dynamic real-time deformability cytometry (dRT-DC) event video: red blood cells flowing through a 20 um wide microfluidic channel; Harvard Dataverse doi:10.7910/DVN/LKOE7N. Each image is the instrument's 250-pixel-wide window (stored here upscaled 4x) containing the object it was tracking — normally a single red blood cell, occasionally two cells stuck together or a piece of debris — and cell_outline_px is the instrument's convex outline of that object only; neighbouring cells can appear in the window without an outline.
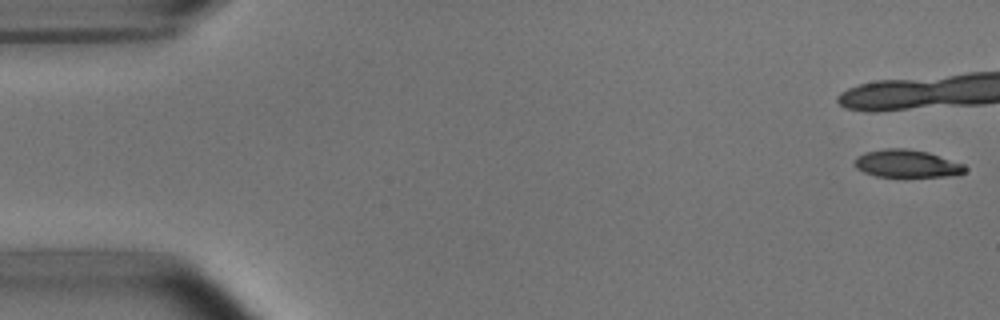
{"species": "common noctule bat (a hibernating species)", "species_latin": "Nyctalus noctula", "temperature_condition": "room temperature", "stored_images_in_passage": 41, "camera_frame_rate_fps": 3000, "um_per_image_px": 0.085, "animal": {"sex": "male", "body_mass_g": 15.6}, "frame": {"image": 1, "passage_image": 1, "time_ms": 0.0, "image_size_px": [1000, 320], "cell_outline_px": [[968, 168], [960, 176], [876, 176], [864, 172], [856, 168], [852, 164], [856, 156], [864, 152], [888, 148], [904, 148], [928, 152], [964, 164]], "centroid_in_image_um": [77.08, 13.91], "position_along_channel_um": 7.9, "area_um2": 17.92}}